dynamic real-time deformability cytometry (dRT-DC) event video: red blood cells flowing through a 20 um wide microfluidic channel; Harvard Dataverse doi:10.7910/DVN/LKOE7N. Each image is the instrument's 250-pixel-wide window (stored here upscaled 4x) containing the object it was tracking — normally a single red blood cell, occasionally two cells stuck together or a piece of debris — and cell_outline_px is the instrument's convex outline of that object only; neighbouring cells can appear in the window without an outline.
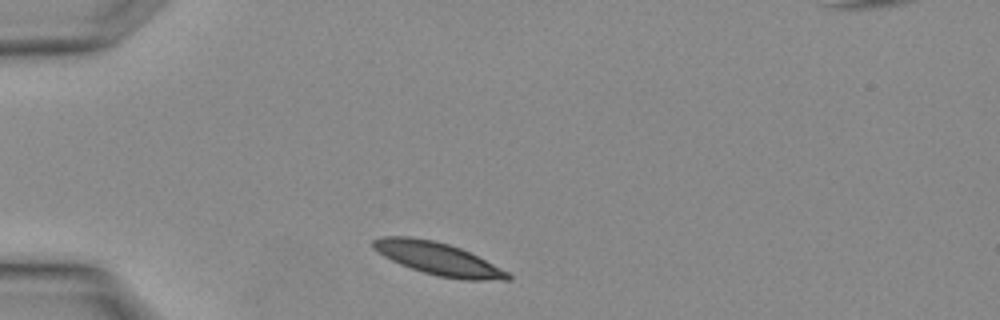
{"species": "Egyptian fruit bat (a non-hibernating species)", "species_latin": "Rousettus aegyptiacus", "temperature_condition": "warm", "stored_images_in_passage": 3, "segment_of_instrument_passage": [2, 2], "camera_frame_rate_fps": 3000, "um_per_image_px": 0.085, "animal": {"sex": "female"}, "frame": {"image": 1, "passage_image": 3, "time_ms": 0.667, "image_size_px": [1000, 320], "cell_outline_px": [[512, 280], [464, 280], [440, 276], [424, 272], [400, 264], [384, 256], [372, 248], [372, 240], [380, 236], [412, 236], [432, 240], [448, 244], [460, 248], [508, 272], [512, 276]], "centroid_in_image_um": [37.2, 21.98], "position_along_channel_um": 47.8, "area_um2": 25.26}}